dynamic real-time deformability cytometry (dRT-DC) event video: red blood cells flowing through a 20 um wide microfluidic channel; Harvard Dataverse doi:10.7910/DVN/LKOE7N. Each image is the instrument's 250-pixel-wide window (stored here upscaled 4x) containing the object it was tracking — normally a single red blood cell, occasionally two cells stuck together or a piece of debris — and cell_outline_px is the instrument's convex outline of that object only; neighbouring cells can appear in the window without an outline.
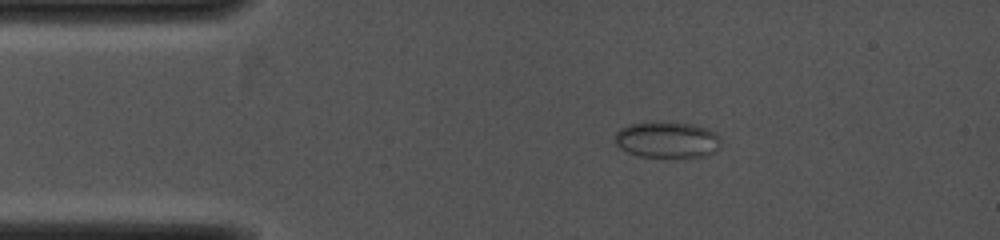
{"species": "common noctule bat (a hibernating species)", "species_latin": "Nyctalus noctula", "temperature_condition": "cold", "stored_images_in_passage": 4, "camera_frame_rate_fps": 4000, "um_per_image_px": 0.085, "animal": {"sex": "female", "body_mass_g": 19.0, "forearm_length_mm": 53.3}, "frame": {"image": 1, "passage_image": 2, "time_ms": 1.0, "image_size_px": [1000, 240], "cell_outline_px": [[720, 148], [716, 152], [704, 156], [640, 156], [628, 152], [620, 148], [616, 144], [616, 132], [620, 128], [628, 124], [692, 124], [708, 128], [716, 132], [720, 136]], "centroid_in_image_um": [56.76, 11.9], "position_along_channel_um": 28.2, "area_um2": 21.73}}
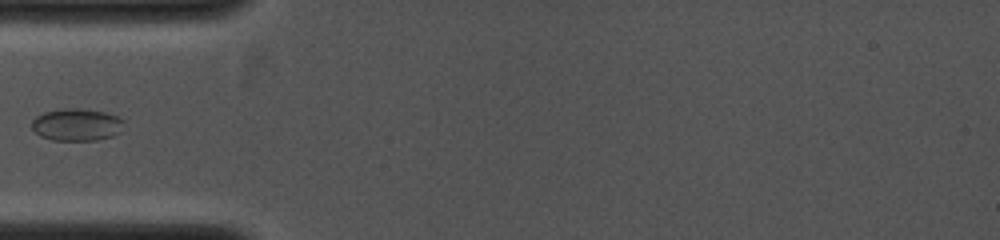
{"frame": {"image": 2, "passage_image": 4, "time_ms": 2.75, "image_size_px": [1000, 240], "cell_outline_px": [[124, 120], [120, 132], [112, 136], [96, 140], [52, 140], [40, 136], [32, 128], [32, 120], [36, 116], [44, 112], [64, 108], [80, 108], [104, 112], [116, 116]], "centroid_in_image_um": [6.5, 10.59], "position_along_channel_um": 78.5, "area_um2": 17.28}}